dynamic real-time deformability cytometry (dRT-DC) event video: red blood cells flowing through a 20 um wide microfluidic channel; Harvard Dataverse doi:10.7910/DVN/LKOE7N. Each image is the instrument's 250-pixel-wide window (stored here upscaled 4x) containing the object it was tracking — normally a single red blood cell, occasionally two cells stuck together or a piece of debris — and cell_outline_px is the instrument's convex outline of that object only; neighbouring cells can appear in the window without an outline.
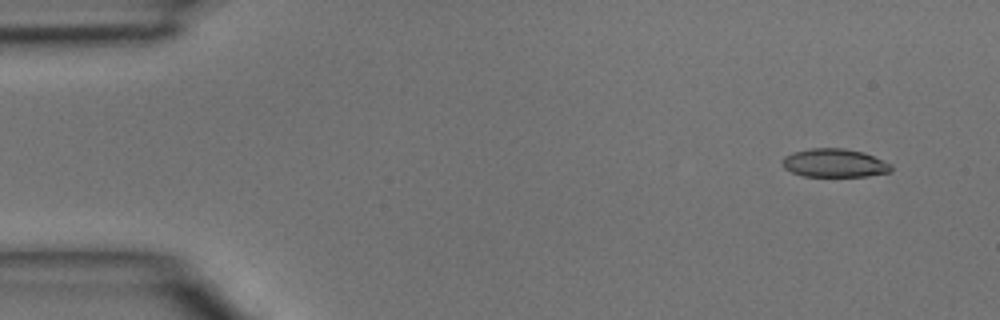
{"species": "common noctule bat (a hibernating species)", "species_latin": "Nyctalus noctula", "temperature_condition": "room temperature", "stored_images_in_passage": 4, "camera_frame_rate_fps": 3000, "um_per_image_px": 0.085, "animal": {"sex": "male", "body_mass_g": 15.6}, "frame": {"image": 1, "passage_image": 1, "time_ms": 0.0, "image_size_px": [1000, 320], "cell_outline_px": [[892, 172], [868, 176], [804, 176], [792, 172], [784, 168], [784, 156], [792, 152], [812, 148], [844, 148], [864, 152], [892, 164]], "centroid_in_image_um": [70.97, 13.85], "position_along_channel_um": 14.0, "area_um2": 18.03}}
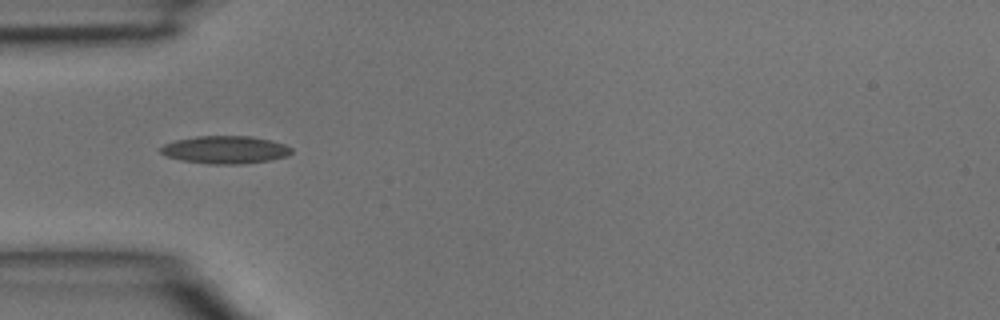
{"frame": {"image": 2, "passage_image": 4, "time_ms": 1.0, "image_size_px": [1000, 320], "cell_outline_px": [[292, 152], [288, 156], [272, 160], [240, 164], [208, 164], [180, 160], [168, 156], [160, 152], [160, 148], [164, 144], [176, 140], [196, 136], [252, 136], [272, 140], [284, 144], [292, 148]], "centroid_in_image_um": [19.17, 12.73], "position_along_channel_um": 65.8, "area_um2": 21.27}}